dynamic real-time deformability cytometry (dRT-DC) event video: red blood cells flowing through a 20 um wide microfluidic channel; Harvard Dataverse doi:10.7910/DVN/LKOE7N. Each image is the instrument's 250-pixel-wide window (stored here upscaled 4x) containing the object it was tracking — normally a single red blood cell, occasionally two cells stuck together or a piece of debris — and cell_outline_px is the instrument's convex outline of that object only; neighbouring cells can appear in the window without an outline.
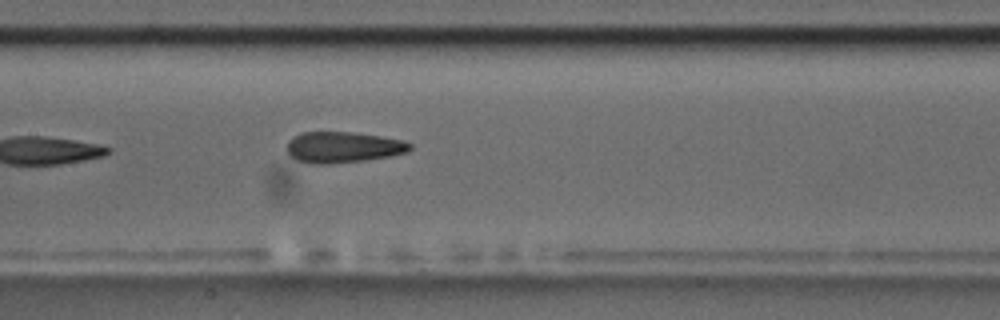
{"species": "common noctule bat (a hibernating species)", "species_latin": "Nyctalus noctula", "temperature_condition": "room temperature", "stored_images_in_passage": 7, "camera_frame_rate_fps": 3000, "um_per_image_px": 0.085, "animal": {"sex": "male", "body_mass_g": 17.5, "forearm_length_mm": 52.3}, "frame": {"image": 1, "passage_image": 7, "time_ms": 7.667, "image_size_px": [1000, 320], "cell_outline_px": [[412, 148], [408, 152], [392, 156], [364, 160], [328, 164], [312, 164], [296, 160], [288, 152], [288, 140], [292, 136], [300, 132], [352, 132], [380, 136], [404, 140], [412, 144]], "centroid_in_image_um": [29.17, 12.51], "position_along_channel_um": 178.2, "area_um2": 22.37}}